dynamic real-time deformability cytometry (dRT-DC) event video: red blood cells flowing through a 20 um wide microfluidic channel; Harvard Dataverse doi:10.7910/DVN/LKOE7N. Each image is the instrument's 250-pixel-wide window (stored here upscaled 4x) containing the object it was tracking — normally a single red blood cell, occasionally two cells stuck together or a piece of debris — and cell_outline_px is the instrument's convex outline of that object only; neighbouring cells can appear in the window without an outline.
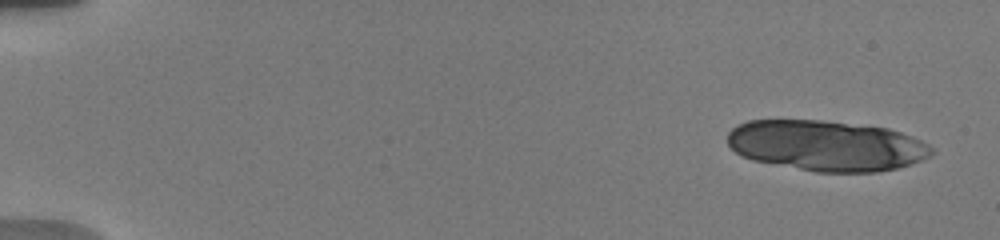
{"species": "human", "species_latin": "Homo sapiens", "temperature_condition": "warm", "stored_images_in_passage": 19, "camera_frame_rate_fps": 3000, "um_per_image_px": 0.085, "donor": {"sex": "male"}, "frame": {"image": 1, "passage_image": 1, "time_ms": 0.0, "image_size_px": [1000, 240], "cell_outline_px": [[936, 152], [920, 160], [896, 168], [876, 172], [816, 172], [752, 160], [740, 156], [728, 144], [728, 132], [736, 124], [748, 120], [820, 120], [888, 128], [912, 136], [928, 144]], "centroid_in_image_um": [70.21, 12.37], "position_along_channel_um": 14.8, "area_um2": 60.11}}